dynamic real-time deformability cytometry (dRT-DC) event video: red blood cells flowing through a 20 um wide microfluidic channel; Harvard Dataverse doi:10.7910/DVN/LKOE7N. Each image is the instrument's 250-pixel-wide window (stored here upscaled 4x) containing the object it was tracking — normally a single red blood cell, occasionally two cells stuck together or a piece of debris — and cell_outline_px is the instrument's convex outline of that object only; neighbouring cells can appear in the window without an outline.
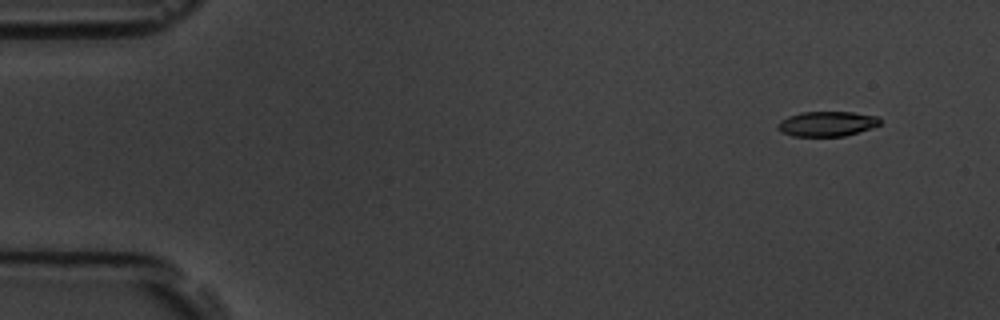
{"species": "common noctule bat (a hibernating species)", "species_latin": "Nyctalus noctula", "temperature_condition": "room temperature", "stored_images_in_passage": 10, "camera_frame_rate_fps": 3000, "um_per_image_px": 0.085, "animal": {"sex": "male", "body_mass_g": 19.5, "forearm_length_mm": 54.6}, "frame": {"image": 1, "passage_image": 1, "time_ms": 0.0, "image_size_px": [1000, 320], "cell_outline_px": [[880, 124], [872, 128], [844, 136], [792, 136], [780, 132], [776, 128], [776, 124], [780, 120], [788, 116], [800, 112], [852, 112], [880, 116]], "centroid_in_image_um": [70.26, 10.52], "position_along_channel_um": 14.7, "area_um2": 15.09}}
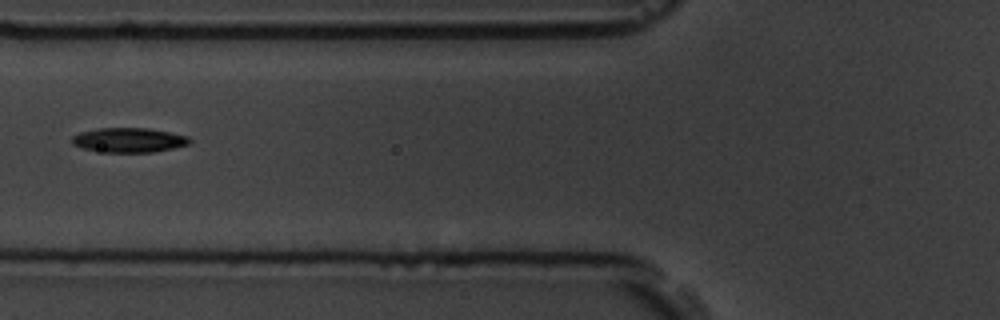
{"frame": {"image": 2, "passage_image": 6, "time_ms": 6.0, "image_size_px": [1000, 320], "cell_outline_px": [[192, 140], [188, 144], [172, 148], [152, 152], [104, 152], [84, 148], [72, 144], [72, 136], [80, 132], [96, 128], [148, 128], [188, 136]], "centroid_in_image_um": [10.94, 11.9], "position_along_channel_um": 114.9, "area_um2": 16.7}}
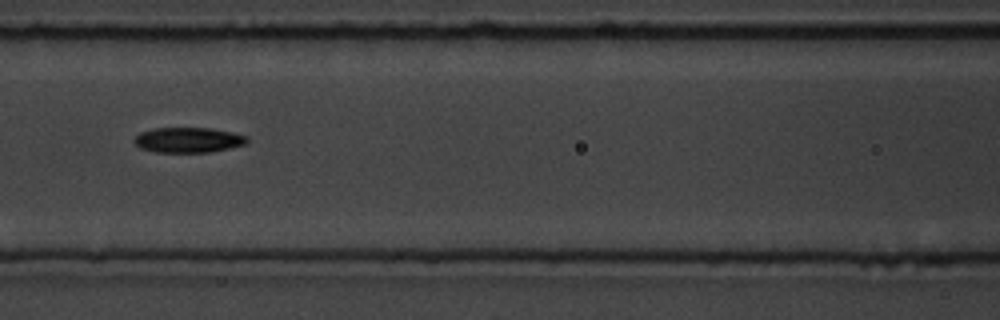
{"frame": {"image": 3, "passage_image": 7, "time_ms": 7.0, "image_size_px": [1000, 320], "cell_outline_px": [[248, 140], [244, 144], [228, 148], [208, 152], [156, 152], [140, 148], [132, 140], [140, 132], [152, 128], [208, 128], [232, 132], [248, 136]], "centroid_in_image_um": [15.96, 11.89], "position_along_channel_um": 150.6, "area_um2": 16.47}}